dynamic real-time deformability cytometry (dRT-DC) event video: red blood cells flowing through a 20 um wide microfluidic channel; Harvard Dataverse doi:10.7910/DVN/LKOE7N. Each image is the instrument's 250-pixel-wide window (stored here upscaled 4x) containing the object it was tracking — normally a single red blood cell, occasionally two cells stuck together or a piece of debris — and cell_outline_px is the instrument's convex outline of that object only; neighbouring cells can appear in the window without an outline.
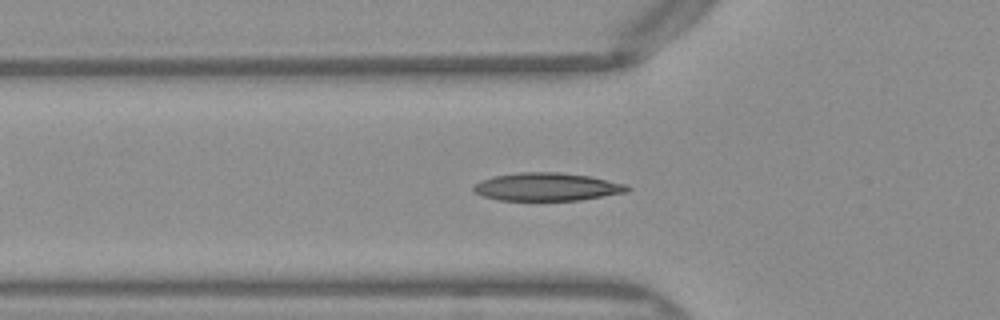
{"species": "Egyptian fruit bat (a non-hibernating species)", "species_latin": "Rousettus aegyptiacus", "temperature_condition": "warm", "stored_images_in_passage": 47, "camera_frame_rate_fps": 3000, "um_per_image_px": 0.085, "frame": {"image": 1, "passage_image": 13, "time_ms": 4.0, "image_size_px": [1000, 320], "cell_outline_px": [[632, 188], [628, 192], [580, 200], [500, 200], [484, 196], [472, 192], [472, 188], [480, 180], [496, 176], [520, 172], [560, 172], [588, 176], [628, 184]], "centroid_in_image_um": [46.52, 15.88], "position_along_channel_um": 79.3, "area_um2": 25.09}}
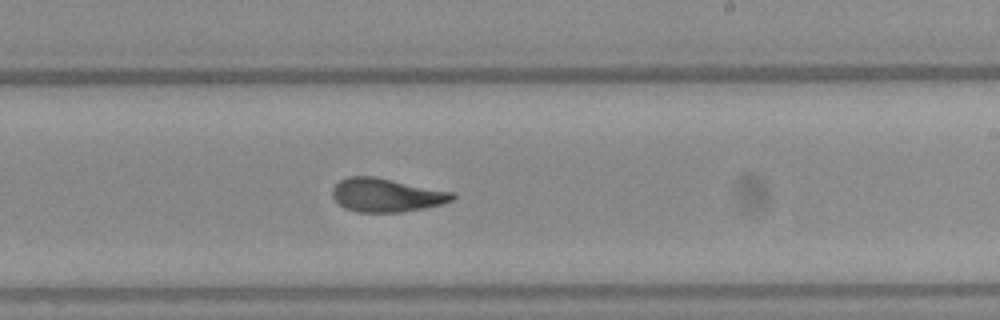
{"frame": {"image": 2, "passage_image": 26, "time_ms": 8.333, "image_size_px": [1000, 320], "cell_outline_px": [[456, 196], [452, 200], [440, 204], [424, 208], [400, 212], [356, 212], [344, 208], [332, 196], [332, 188], [340, 180], [348, 176], [376, 176], [456, 192]], "centroid_in_image_um": [32.85, 16.57], "position_along_channel_um": 256.1, "area_um2": 23.7}}
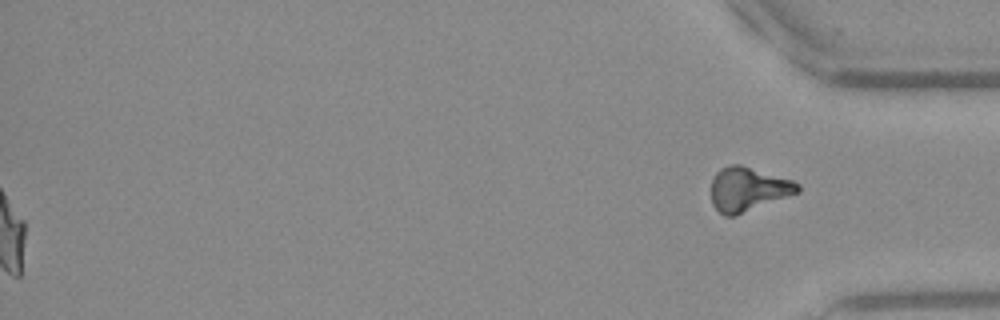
{"frame": {"image": 3, "passage_image": 47, "time_ms": 15.333, "image_size_px": [1000, 320], "cell_outline_px": [[800, 192], [736, 216], [724, 216], [712, 204], [712, 180], [716, 172], [720, 168], [728, 164], [740, 164], [792, 180], [800, 184]], "centroid_in_image_um": [63.58, 16.08], "position_along_channel_um": 371.6, "area_um2": 22.31}, "authors_computed_cell_mechanics": {"area_um2": 23.5246, "velocity_mm_per_s": 4.0587, "shape_relaxation_time_tau1_ms": 9.9388, "shape_relaxation_time_tau2_ms": 1.2027, "deformation_change_tau1": 0.2986, "deformation_change_tau2": 0.0699}}